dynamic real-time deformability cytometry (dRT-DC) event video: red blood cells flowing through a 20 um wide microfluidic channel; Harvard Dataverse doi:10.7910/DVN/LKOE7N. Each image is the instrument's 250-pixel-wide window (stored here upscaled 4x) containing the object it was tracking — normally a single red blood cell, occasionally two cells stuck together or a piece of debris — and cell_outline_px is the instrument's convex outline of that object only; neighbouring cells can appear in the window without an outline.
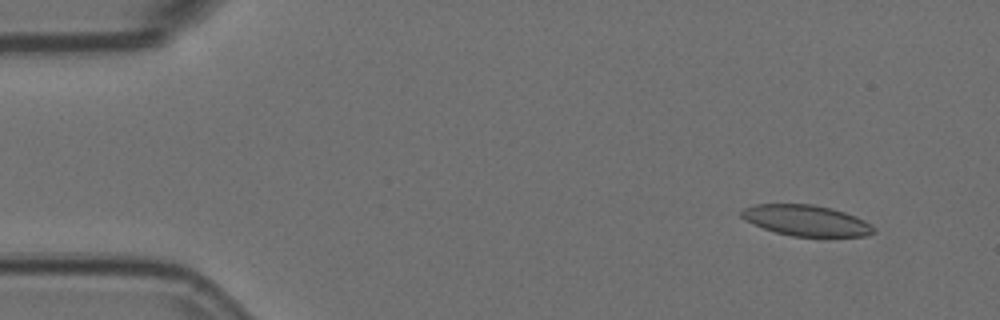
{"species": "Egyptian fruit bat (a non-hibernating species)", "species_latin": "Rousettus aegyptiacus", "temperature_condition": "room temperature", "stored_images_in_passage": 6, "camera_frame_rate_fps": 3000, "um_per_image_px": 0.085, "animal": {"sex": "female"}, "frame": {"image": 1, "passage_image": 2, "time_ms": 0.333, "image_size_px": [1000, 320], "cell_outline_px": [[876, 232], [864, 236], [792, 236], [776, 232], [764, 228], [744, 220], [740, 216], [740, 212], [744, 208], [756, 204], [812, 204], [832, 208], [856, 216], [872, 224], [876, 228]], "centroid_in_image_um": [68.55, 18.73], "position_along_channel_um": 16.5, "area_um2": 23.76}}
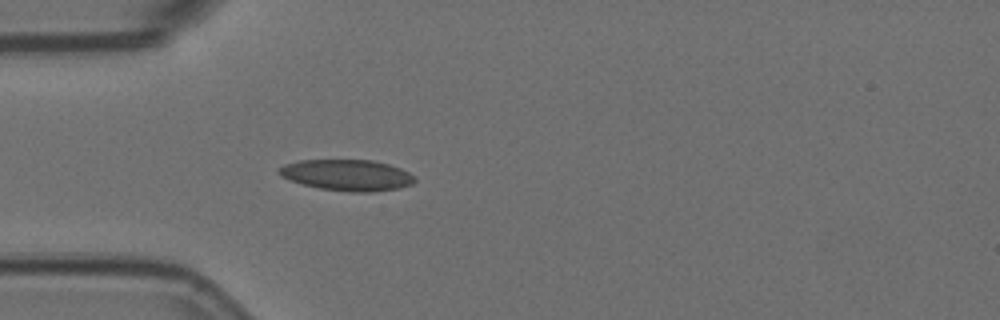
{"frame": {"image": 2, "passage_image": 5, "time_ms": 1.333, "image_size_px": [1000, 320], "cell_outline_px": [[416, 180], [412, 184], [400, 188], [372, 192], [352, 192], [320, 188], [304, 184], [280, 176], [276, 172], [276, 168], [284, 164], [300, 160], [372, 160], [388, 164], [400, 168], [416, 176]], "centroid_in_image_um": [29.51, 14.88], "position_along_channel_um": 55.5, "area_um2": 24.68}}